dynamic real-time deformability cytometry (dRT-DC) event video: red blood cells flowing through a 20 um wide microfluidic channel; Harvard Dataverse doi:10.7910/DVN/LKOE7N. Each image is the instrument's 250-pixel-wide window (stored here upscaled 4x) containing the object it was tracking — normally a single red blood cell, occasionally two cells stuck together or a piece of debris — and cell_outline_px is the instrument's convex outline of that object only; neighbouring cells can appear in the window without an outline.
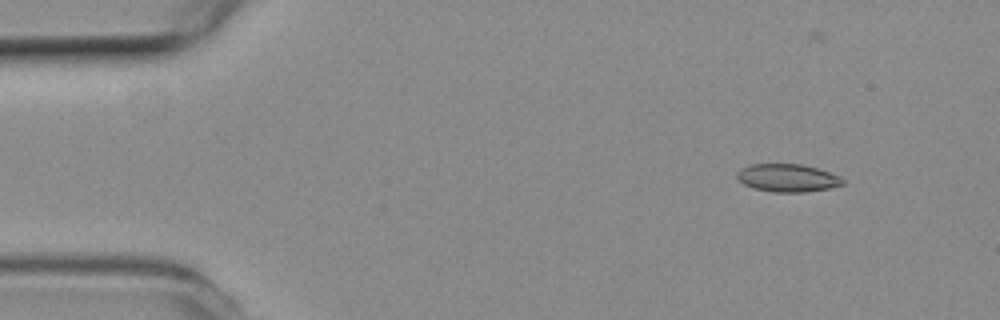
{"species": "common noctule bat (a hibernating species)", "species_latin": "Nyctalus noctula", "temperature_condition": "room temperature", "stored_images_in_passage": 7, "camera_frame_rate_fps": 3000, "um_per_image_px": 0.085, "animal": {"sex": "female", "body_mass_g": 19.3, "forearm_length_mm": 54.1}, "frame": {"image": 1, "passage_image": 2, "time_ms": 0.333, "image_size_px": [1000, 320], "cell_outline_px": [[844, 184], [828, 188], [804, 192], [772, 192], [756, 188], [744, 184], [736, 176], [736, 172], [740, 168], [748, 164], [800, 164], [816, 168], [840, 176], [844, 180]], "centroid_in_image_um": [66.92, 15.11], "position_along_channel_um": 18.1, "area_um2": 17.05}}
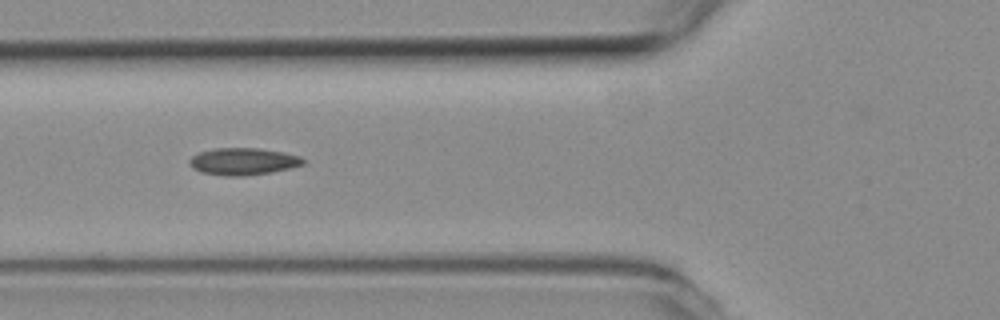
{"frame": {"image": 2, "passage_image": 5, "time_ms": 1.333, "image_size_px": [1000, 320], "cell_outline_px": [[304, 164], [292, 168], [272, 172], [244, 176], [228, 176], [200, 172], [192, 168], [188, 164], [188, 160], [192, 156], [200, 152], [212, 148], [260, 148], [284, 152], [300, 156], [304, 160]], "centroid_in_image_um": [20.66, 13.72], "position_along_channel_um": 105.1, "area_um2": 18.15}}
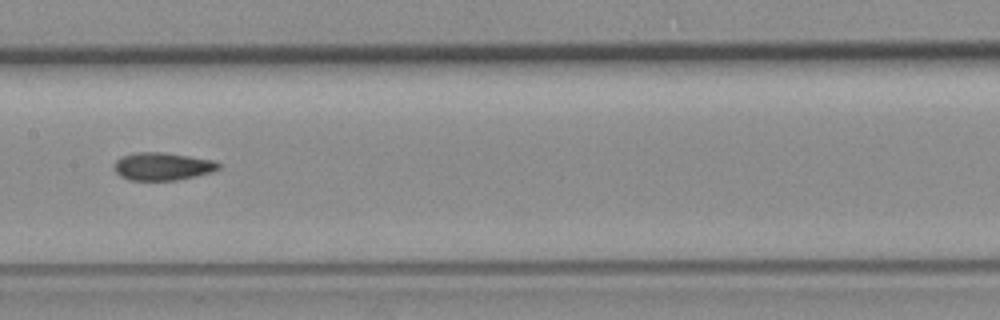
{"frame": {"image": 3, "passage_image": 7, "time_ms": 2.0, "image_size_px": [1000, 320], "cell_outline_px": [[220, 168], [212, 172], [196, 176], [176, 180], [128, 180], [120, 176], [112, 168], [116, 160], [120, 156], [136, 152], [164, 152], [216, 160], [220, 164]], "centroid_in_image_um": [13.8, 14.13], "position_along_channel_um": 193.6, "area_um2": 17.17}}